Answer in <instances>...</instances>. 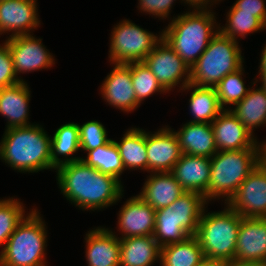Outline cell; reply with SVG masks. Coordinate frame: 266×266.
Segmentation results:
<instances>
[{
  "instance_id": "cell-34",
  "label": "cell",
  "mask_w": 266,
  "mask_h": 266,
  "mask_svg": "<svg viewBox=\"0 0 266 266\" xmlns=\"http://www.w3.org/2000/svg\"><path fill=\"white\" fill-rule=\"evenodd\" d=\"M130 69L133 89L140 104L157 92L163 95L168 93L144 62H131Z\"/></svg>"
},
{
  "instance_id": "cell-28",
  "label": "cell",
  "mask_w": 266,
  "mask_h": 266,
  "mask_svg": "<svg viewBox=\"0 0 266 266\" xmlns=\"http://www.w3.org/2000/svg\"><path fill=\"white\" fill-rule=\"evenodd\" d=\"M50 137L51 163L55 168L82 159V157L74 155L81 150L78 123L68 122L61 125Z\"/></svg>"
},
{
  "instance_id": "cell-38",
  "label": "cell",
  "mask_w": 266,
  "mask_h": 266,
  "mask_svg": "<svg viewBox=\"0 0 266 266\" xmlns=\"http://www.w3.org/2000/svg\"><path fill=\"white\" fill-rule=\"evenodd\" d=\"M177 0H138L139 12L147 13L150 16L159 18L158 20H166L171 16V9ZM175 2V3H174ZM180 3L182 2L179 1Z\"/></svg>"
},
{
  "instance_id": "cell-46",
  "label": "cell",
  "mask_w": 266,
  "mask_h": 266,
  "mask_svg": "<svg viewBox=\"0 0 266 266\" xmlns=\"http://www.w3.org/2000/svg\"><path fill=\"white\" fill-rule=\"evenodd\" d=\"M221 1H223V0H215V2L218 4L219 2H221Z\"/></svg>"
},
{
  "instance_id": "cell-2",
  "label": "cell",
  "mask_w": 266,
  "mask_h": 266,
  "mask_svg": "<svg viewBox=\"0 0 266 266\" xmlns=\"http://www.w3.org/2000/svg\"><path fill=\"white\" fill-rule=\"evenodd\" d=\"M0 160L20 173L56 169L51 163V137L35 122L5 129L0 140Z\"/></svg>"
},
{
  "instance_id": "cell-30",
  "label": "cell",
  "mask_w": 266,
  "mask_h": 266,
  "mask_svg": "<svg viewBox=\"0 0 266 266\" xmlns=\"http://www.w3.org/2000/svg\"><path fill=\"white\" fill-rule=\"evenodd\" d=\"M86 158L82 157L87 165L117 178L121 183V175L125 171L119 150L111 139L106 145L86 152Z\"/></svg>"
},
{
  "instance_id": "cell-15",
  "label": "cell",
  "mask_w": 266,
  "mask_h": 266,
  "mask_svg": "<svg viewBox=\"0 0 266 266\" xmlns=\"http://www.w3.org/2000/svg\"><path fill=\"white\" fill-rule=\"evenodd\" d=\"M174 128L165 125L157 131H146L148 173L171 172L182 151Z\"/></svg>"
},
{
  "instance_id": "cell-3",
  "label": "cell",
  "mask_w": 266,
  "mask_h": 266,
  "mask_svg": "<svg viewBox=\"0 0 266 266\" xmlns=\"http://www.w3.org/2000/svg\"><path fill=\"white\" fill-rule=\"evenodd\" d=\"M212 9H192L170 17L162 35L165 42L191 67L219 32Z\"/></svg>"
},
{
  "instance_id": "cell-11",
  "label": "cell",
  "mask_w": 266,
  "mask_h": 266,
  "mask_svg": "<svg viewBox=\"0 0 266 266\" xmlns=\"http://www.w3.org/2000/svg\"><path fill=\"white\" fill-rule=\"evenodd\" d=\"M242 217L266 218V164L260 162L227 203Z\"/></svg>"
},
{
  "instance_id": "cell-17",
  "label": "cell",
  "mask_w": 266,
  "mask_h": 266,
  "mask_svg": "<svg viewBox=\"0 0 266 266\" xmlns=\"http://www.w3.org/2000/svg\"><path fill=\"white\" fill-rule=\"evenodd\" d=\"M211 125L218 151L261 149V143L230 110H223Z\"/></svg>"
},
{
  "instance_id": "cell-31",
  "label": "cell",
  "mask_w": 266,
  "mask_h": 266,
  "mask_svg": "<svg viewBox=\"0 0 266 266\" xmlns=\"http://www.w3.org/2000/svg\"><path fill=\"white\" fill-rule=\"evenodd\" d=\"M225 26H220L219 32L233 40L246 38L248 34L266 30V25L254 16V13L247 12H226ZM240 37V39H239Z\"/></svg>"
},
{
  "instance_id": "cell-16",
  "label": "cell",
  "mask_w": 266,
  "mask_h": 266,
  "mask_svg": "<svg viewBox=\"0 0 266 266\" xmlns=\"http://www.w3.org/2000/svg\"><path fill=\"white\" fill-rule=\"evenodd\" d=\"M234 262L266 263V218H241Z\"/></svg>"
},
{
  "instance_id": "cell-45",
  "label": "cell",
  "mask_w": 266,
  "mask_h": 266,
  "mask_svg": "<svg viewBox=\"0 0 266 266\" xmlns=\"http://www.w3.org/2000/svg\"><path fill=\"white\" fill-rule=\"evenodd\" d=\"M260 143H261L262 162L266 164V140L260 141Z\"/></svg>"
},
{
  "instance_id": "cell-9",
  "label": "cell",
  "mask_w": 266,
  "mask_h": 266,
  "mask_svg": "<svg viewBox=\"0 0 266 266\" xmlns=\"http://www.w3.org/2000/svg\"><path fill=\"white\" fill-rule=\"evenodd\" d=\"M169 93L190 83L189 65L162 39L143 61Z\"/></svg>"
},
{
  "instance_id": "cell-25",
  "label": "cell",
  "mask_w": 266,
  "mask_h": 266,
  "mask_svg": "<svg viewBox=\"0 0 266 266\" xmlns=\"http://www.w3.org/2000/svg\"><path fill=\"white\" fill-rule=\"evenodd\" d=\"M180 91L185 93L191 91L188 108L193 119L188 122L211 124L224 110L219 103L214 87L197 86L189 83Z\"/></svg>"
},
{
  "instance_id": "cell-26",
  "label": "cell",
  "mask_w": 266,
  "mask_h": 266,
  "mask_svg": "<svg viewBox=\"0 0 266 266\" xmlns=\"http://www.w3.org/2000/svg\"><path fill=\"white\" fill-rule=\"evenodd\" d=\"M123 137L116 141L125 171L143 170L148 173V159L146 150V130L130 127L124 132Z\"/></svg>"
},
{
  "instance_id": "cell-7",
  "label": "cell",
  "mask_w": 266,
  "mask_h": 266,
  "mask_svg": "<svg viewBox=\"0 0 266 266\" xmlns=\"http://www.w3.org/2000/svg\"><path fill=\"white\" fill-rule=\"evenodd\" d=\"M243 63L244 56L239 41L218 32L190 67V83L215 87L225 76L244 66Z\"/></svg>"
},
{
  "instance_id": "cell-32",
  "label": "cell",
  "mask_w": 266,
  "mask_h": 266,
  "mask_svg": "<svg viewBox=\"0 0 266 266\" xmlns=\"http://www.w3.org/2000/svg\"><path fill=\"white\" fill-rule=\"evenodd\" d=\"M244 68L242 66L236 72L228 74L214 87L224 110L231 109V106L239 103L248 93L249 87H246L242 77L245 73Z\"/></svg>"
},
{
  "instance_id": "cell-41",
  "label": "cell",
  "mask_w": 266,
  "mask_h": 266,
  "mask_svg": "<svg viewBox=\"0 0 266 266\" xmlns=\"http://www.w3.org/2000/svg\"><path fill=\"white\" fill-rule=\"evenodd\" d=\"M254 80L255 81H252L251 82V85L252 86L257 87L258 84L255 85L257 82L258 83H262L260 87H262L266 91V68H259L258 75L255 77Z\"/></svg>"
},
{
  "instance_id": "cell-21",
  "label": "cell",
  "mask_w": 266,
  "mask_h": 266,
  "mask_svg": "<svg viewBox=\"0 0 266 266\" xmlns=\"http://www.w3.org/2000/svg\"><path fill=\"white\" fill-rule=\"evenodd\" d=\"M30 98L26 81L0 89V115L6 118L5 129L34 124L29 121Z\"/></svg>"
},
{
  "instance_id": "cell-22",
  "label": "cell",
  "mask_w": 266,
  "mask_h": 266,
  "mask_svg": "<svg viewBox=\"0 0 266 266\" xmlns=\"http://www.w3.org/2000/svg\"><path fill=\"white\" fill-rule=\"evenodd\" d=\"M139 196L153 209L168 207L186 191L171 172H153L147 176Z\"/></svg>"
},
{
  "instance_id": "cell-12",
  "label": "cell",
  "mask_w": 266,
  "mask_h": 266,
  "mask_svg": "<svg viewBox=\"0 0 266 266\" xmlns=\"http://www.w3.org/2000/svg\"><path fill=\"white\" fill-rule=\"evenodd\" d=\"M112 70L100 85L102 99L111 107L128 114L140 107L131 79L130 63H112Z\"/></svg>"
},
{
  "instance_id": "cell-36",
  "label": "cell",
  "mask_w": 266,
  "mask_h": 266,
  "mask_svg": "<svg viewBox=\"0 0 266 266\" xmlns=\"http://www.w3.org/2000/svg\"><path fill=\"white\" fill-rule=\"evenodd\" d=\"M208 205L205 197L200 193L186 191L170 204L168 208L175 211L178 215L202 216L205 207Z\"/></svg>"
},
{
  "instance_id": "cell-14",
  "label": "cell",
  "mask_w": 266,
  "mask_h": 266,
  "mask_svg": "<svg viewBox=\"0 0 266 266\" xmlns=\"http://www.w3.org/2000/svg\"><path fill=\"white\" fill-rule=\"evenodd\" d=\"M37 0H0V36L33 34L40 27Z\"/></svg>"
},
{
  "instance_id": "cell-1",
  "label": "cell",
  "mask_w": 266,
  "mask_h": 266,
  "mask_svg": "<svg viewBox=\"0 0 266 266\" xmlns=\"http://www.w3.org/2000/svg\"><path fill=\"white\" fill-rule=\"evenodd\" d=\"M55 170L61 194L79 210L102 211L124 197L123 183L83 160L63 164Z\"/></svg>"
},
{
  "instance_id": "cell-10",
  "label": "cell",
  "mask_w": 266,
  "mask_h": 266,
  "mask_svg": "<svg viewBox=\"0 0 266 266\" xmlns=\"http://www.w3.org/2000/svg\"><path fill=\"white\" fill-rule=\"evenodd\" d=\"M12 55L14 70L21 82L25 80L20 75L29 72L50 69L55 65V57L42 43V38L33 34L5 37ZM20 75V76H18Z\"/></svg>"
},
{
  "instance_id": "cell-5",
  "label": "cell",
  "mask_w": 266,
  "mask_h": 266,
  "mask_svg": "<svg viewBox=\"0 0 266 266\" xmlns=\"http://www.w3.org/2000/svg\"><path fill=\"white\" fill-rule=\"evenodd\" d=\"M261 161V149L217 151L211 157V175L205 200L208 203L221 200L227 204Z\"/></svg>"
},
{
  "instance_id": "cell-24",
  "label": "cell",
  "mask_w": 266,
  "mask_h": 266,
  "mask_svg": "<svg viewBox=\"0 0 266 266\" xmlns=\"http://www.w3.org/2000/svg\"><path fill=\"white\" fill-rule=\"evenodd\" d=\"M160 257L161 246L153 235L120 239V266H153Z\"/></svg>"
},
{
  "instance_id": "cell-23",
  "label": "cell",
  "mask_w": 266,
  "mask_h": 266,
  "mask_svg": "<svg viewBox=\"0 0 266 266\" xmlns=\"http://www.w3.org/2000/svg\"><path fill=\"white\" fill-rule=\"evenodd\" d=\"M174 133L184 154L211 158L218 151L210 123L185 122Z\"/></svg>"
},
{
  "instance_id": "cell-27",
  "label": "cell",
  "mask_w": 266,
  "mask_h": 266,
  "mask_svg": "<svg viewBox=\"0 0 266 266\" xmlns=\"http://www.w3.org/2000/svg\"><path fill=\"white\" fill-rule=\"evenodd\" d=\"M233 107L229 110L253 136L255 129L266 126V91L262 87L249 86L247 95Z\"/></svg>"
},
{
  "instance_id": "cell-13",
  "label": "cell",
  "mask_w": 266,
  "mask_h": 266,
  "mask_svg": "<svg viewBox=\"0 0 266 266\" xmlns=\"http://www.w3.org/2000/svg\"><path fill=\"white\" fill-rule=\"evenodd\" d=\"M117 213V232L121 238L151 236L155 230L156 210L139 195L128 198ZM117 233V234H116Z\"/></svg>"
},
{
  "instance_id": "cell-39",
  "label": "cell",
  "mask_w": 266,
  "mask_h": 266,
  "mask_svg": "<svg viewBox=\"0 0 266 266\" xmlns=\"http://www.w3.org/2000/svg\"><path fill=\"white\" fill-rule=\"evenodd\" d=\"M266 0H236L228 12L254 13L266 25Z\"/></svg>"
},
{
  "instance_id": "cell-33",
  "label": "cell",
  "mask_w": 266,
  "mask_h": 266,
  "mask_svg": "<svg viewBox=\"0 0 266 266\" xmlns=\"http://www.w3.org/2000/svg\"><path fill=\"white\" fill-rule=\"evenodd\" d=\"M19 198L8 197L0 199V247L2 252L4 245L18 224L29 213Z\"/></svg>"
},
{
  "instance_id": "cell-4",
  "label": "cell",
  "mask_w": 266,
  "mask_h": 266,
  "mask_svg": "<svg viewBox=\"0 0 266 266\" xmlns=\"http://www.w3.org/2000/svg\"><path fill=\"white\" fill-rule=\"evenodd\" d=\"M35 206L18 224L0 253V266H48V231Z\"/></svg>"
},
{
  "instance_id": "cell-18",
  "label": "cell",
  "mask_w": 266,
  "mask_h": 266,
  "mask_svg": "<svg viewBox=\"0 0 266 266\" xmlns=\"http://www.w3.org/2000/svg\"><path fill=\"white\" fill-rule=\"evenodd\" d=\"M201 216L178 215L168 207L156 210L155 230L153 237L162 247L177 243L195 235Z\"/></svg>"
},
{
  "instance_id": "cell-19",
  "label": "cell",
  "mask_w": 266,
  "mask_h": 266,
  "mask_svg": "<svg viewBox=\"0 0 266 266\" xmlns=\"http://www.w3.org/2000/svg\"><path fill=\"white\" fill-rule=\"evenodd\" d=\"M88 266H120V239L106 227L90 229L85 237Z\"/></svg>"
},
{
  "instance_id": "cell-42",
  "label": "cell",
  "mask_w": 266,
  "mask_h": 266,
  "mask_svg": "<svg viewBox=\"0 0 266 266\" xmlns=\"http://www.w3.org/2000/svg\"><path fill=\"white\" fill-rule=\"evenodd\" d=\"M263 46L264 48L262 49V52L260 54V62H259V67L258 68H266V43Z\"/></svg>"
},
{
  "instance_id": "cell-29",
  "label": "cell",
  "mask_w": 266,
  "mask_h": 266,
  "mask_svg": "<svg viewBox=\"0 0 266 266\" xmlns=\"http://www.w3.org/2000/svg\"><path fill=\"white\" fill-rule=\"evenodd\" d=\"M206 261L195 235L161 247L160 266H199Z\"/></svg>"
},
{
  "instance_id": "cell-20",
  "label": "cell",
  "mask_w": 266,
  "mask_h": 266,
  "mask_svg": "<svg viewBox=\"0 0 266 266\" xmlns=\"http://www.w3.org/2000/svg\"><path fill=\"white\" fill-rule=\"evenodd\" d=\"M211 158L182 153L173 166L172 175L187 192H197L207 196L211 175Z\"/></svg>"
},
{
  "instance_id": "cell-37",
  "label": "cell",
  "mask_w": 266,
  "mask_h": 266,
  "mask_svg": "<svg viewBox=\"0 0 266 266\" xmlns=\"http://www.w3.org/2000/svg\"><path fill=\"white\" fill-rule=\"evenodd\" d=\"M21 82L17 77L7 41L0 44V89Z\"/></svg>"
},
{
  "instance_id": "cell-35",
  "label": "cell",
  "mask_w": 266,
  "mask_h": 266,
  "mask_svg": "<svg viewBox=\"0 0 266 266\" xmlns=\"http://www.w3.org/2000/svg\"><path fill=\"white\" fill-rule=\"evenodd\" d=\"M80 148L87 152L106 145L111 138H108V132L105 126L98 120H91L78 124Z\"/></svg>"
},
{
  "instance_id": "cell-6",
  "label": "cell",
  "mask_w": 266,
  "mask_h": 266,
  "mask_svg": "<svg viewBox=\"0 0 266 266\" xmlns=\"http://www.w3.org/2000/svg\"><path fill=\"white\" fill-rule=\"evenodd\" d=\"M205 207L195 234L206 260L230 264L234 262L241 218L228 204L221 211Z\"/></svg>"
},
{
  "instance_id": "cell-44",
  "label": "cell",
  "mask_w": 266,
  "mask_h": 266,
  "mask_svg": "<svg viewBox=\"0 0 266 266\" xmlns=\"http://www.w3.org/2000/svg\"><path fill=\"white\" fill-rule=\"evenodd\" d=\"M199 266H228V264L221 263V262H212V261L206 260L205 262H203Z\"/></svg>"
},
{
  "instance_id": "cell-43",
  "label": "cell",
  "mask_w": 266,
  "mask_h": 266,
  "mask_svg": "<svg viewBox=\"0 0 266 266\" xmlns=\"http://www.w3.org/2000/svg\"><path fill=\"white\" fill-rule=\"evenodd\" d=\"M228 266H266V263H237L233 262L228 264Z\"/></svg>"
},
{
  "instance_id": "cell-8",
  "label": "cell",
  "mask_w": 266,
  "mask_h": 266,
  "mask_svg": "<svg viewBox=\"0 0 266 266\" xmlns=\"http://www.w3.org/2000/svg\"><path fill=\"white\" fill-rule=\"evenodd\" d=\"M158 33L154 34L128 19L119 21L112 28L109 37L110 64L143 62L163 39L162 31Z\"/></svg>"
},
{
  "instance_id": "cell-40",
  "label": "cell",
  "mask_w": 266,
  "mask_h": 266,
  "mask_svg": "<svg viewBox=\"0 0 266 266\" xmlns=\"http://www.w3.org/2000/svg\"><path fill=\"white\" fill-rule=\"evenodd\" d=\"M182 3L187 4L189 7V10H192V9H213L212 6L216 7V4H217L215 2V0H182Z\"/></svg>"
}]
</instances>
